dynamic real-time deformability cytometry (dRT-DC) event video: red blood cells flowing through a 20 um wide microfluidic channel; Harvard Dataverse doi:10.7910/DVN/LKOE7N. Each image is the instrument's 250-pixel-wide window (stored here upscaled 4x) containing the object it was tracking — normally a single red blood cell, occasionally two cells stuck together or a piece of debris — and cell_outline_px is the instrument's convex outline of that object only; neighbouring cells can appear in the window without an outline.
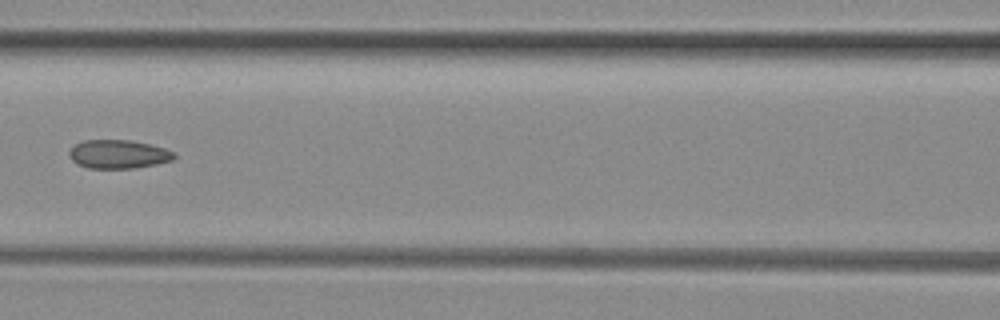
{"species": "common noctule bat (a hibernating species)", "species_latin": "Nyctalus noctula", "temperature_condition": "room temperature", "stored_images_in_passage": 6, "camera_frame_rate_fps": 3000, "um_per_image_px": 0.085, "animal": {"sex": "female", "body_mass_g": 29.2, "forearm_length_mm": 56.3}, "frame": {"image": 1, "passage_image": 5, "time_ms": 1.333, "image_size_px": [1000, 320], "cell_outline_px": [[176, 156], [172, 160], [156, 164], [136, 168], [88, 168], [76, 164], [68, 156], [68, 152], [72, 144], [84, 140], [132, 140], [152, 144], [176, 152]], "centroid_in_image_um": [10.04, 13.09], "position_along_channel_um": 156.6, "area_um2": 17.86}}
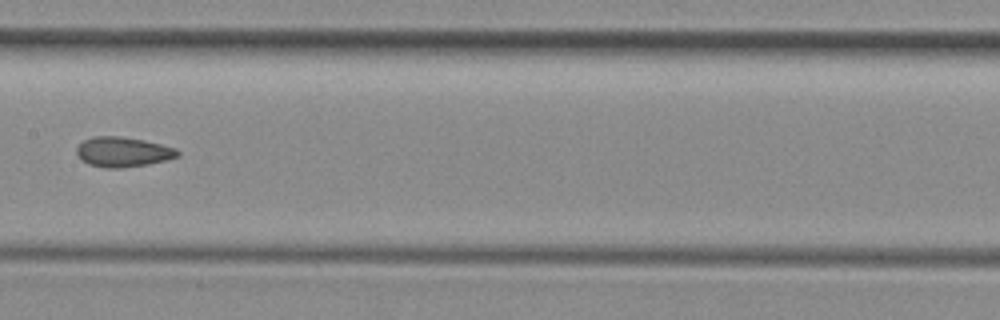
{"frame": {"image": 2, "passage_image": 6, "time_ms": 1.667, "image_size_px": [1000, 320], "cell_outline_px": [[180, 156], [168, 160], [148, 164], [120, 168], [104, 168], [88, 164], [80, 160], [76, 152], [76, 148], [84, 140], [92, 136], [120, 136], [144, 140], [176, 148], [180, 152]], "centroid_in_image_um": [10.45, 12.92], "position_along_channel_um": 197.0, "area_um2": 17.8}}